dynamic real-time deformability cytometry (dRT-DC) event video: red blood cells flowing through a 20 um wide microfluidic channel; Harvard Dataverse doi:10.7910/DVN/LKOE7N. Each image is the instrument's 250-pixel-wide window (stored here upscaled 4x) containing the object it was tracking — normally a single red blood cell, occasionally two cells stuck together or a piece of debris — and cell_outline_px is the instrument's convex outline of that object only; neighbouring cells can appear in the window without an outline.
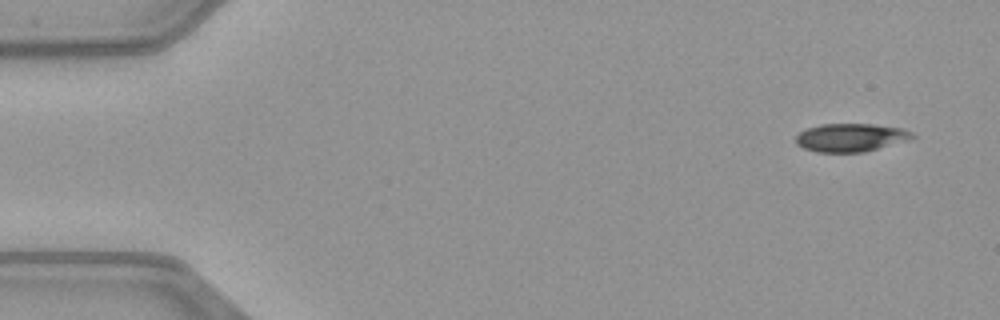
{"species": "common noctule bat (a hibernating species)", "species_latin": "Nyctalus noctula", "temperature_condition": "warm", "stored_images_in_passage": 8, "camera_frame_rate_fps": 3000, "um_per_image_px": 0.085, "animal": {"sex": "female", "body_mass_g": 21.9}, "frame": {"image": 1, "passage_image": 1, "time_ms": 0.0, "image_size_px": [1000, 320], "cell_outline_px": [[916, 136], [908, 140], [864, 152], [816, 152], [804, 148], [796, 144], [796, 136], [800, 132], [808, 128], [820, 124], [872, 124], [904, 128], [912, 132]], "centroid_in_image_um": [72.32, 11.69], "position_along_channel_um": 12.7, "area_um2": 19.13}}